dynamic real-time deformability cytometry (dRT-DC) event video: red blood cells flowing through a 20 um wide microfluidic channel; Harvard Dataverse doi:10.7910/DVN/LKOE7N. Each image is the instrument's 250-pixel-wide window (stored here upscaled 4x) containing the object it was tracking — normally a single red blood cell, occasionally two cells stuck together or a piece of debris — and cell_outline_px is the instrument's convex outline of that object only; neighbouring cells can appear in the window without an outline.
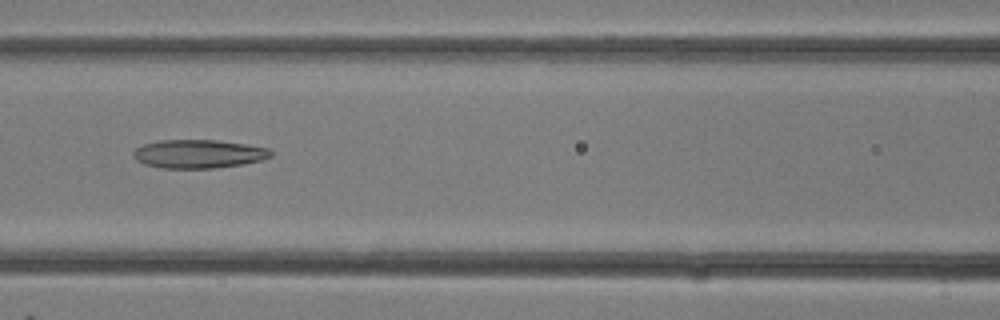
{"species": "common noctule bat (a hibernating species)", "species_latin": "Nyctalus noctula", "temperature_condition": "room temperature", "stored_images_in_passage": 31, "camera_frame_rate_fps": 3000, "um_per_image_px": 0.085, "animal": {"sex": "female"}, "frame": {"image": 1, "passage_image": 14, "time_ms": 4.333, "image_size_px": [1000, 320], "cell_outline_px": [[272, 156], [260, 160], [244, 164], [212, 168], [160, 168], [144, 164], [136, 160], [132, 156], [132, 152], [136, 148], [144, 144], [160, 140], [216, 140], [248, 144], [268, 148], [272, 152]], "centroid_in_image_um": [16.86, 13.08], "position_along_channel_um": 149.7, "area_um2": 22.95}}
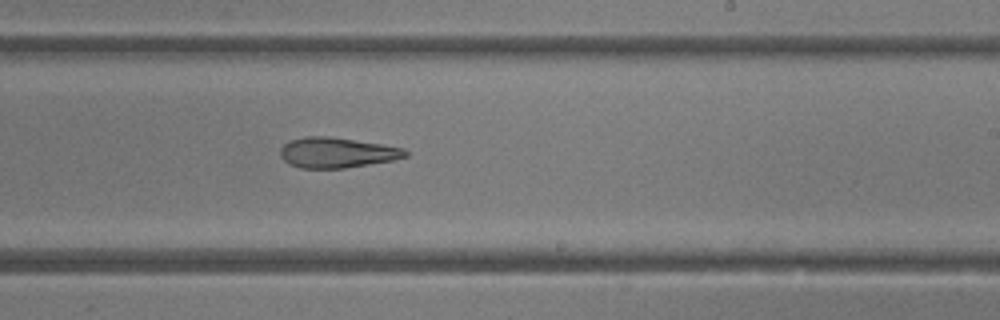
{"frame": {"image": 2, "passage_image": 19, "time_ms": 6.0, "image_size_px": [1000, 320], "cell_outline_px": [[408, 156], [392, 160], [344, 168], [300, 168], [288, 164], [280, 156], [280, 148], [284, 144], [292, 140], [304, 136], [328, 136], [380, 144], [404, 148], [408, 152]], "centroid_in_image_um": [28.6, 12.97], "position_along_channel_um": 260.4, "area_um2": 21.96}}
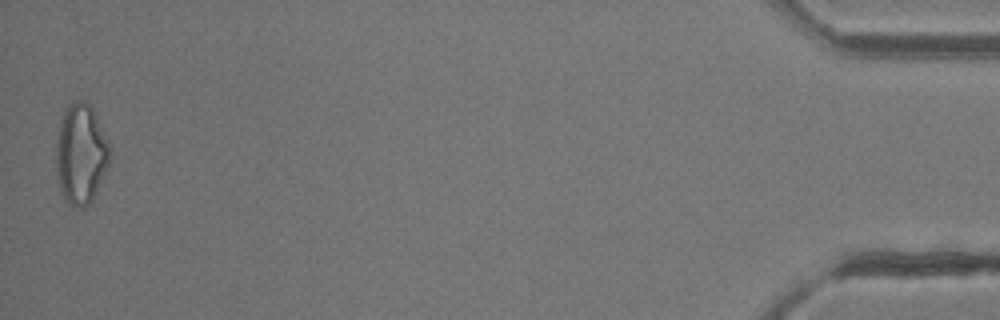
{"frame": {"image": 3, "passage_image": 31, "time_ms": 10.0, "image_size_px": [1000, 320], "cell_outline_px": [[108, 164], [96, 192], [92, 200], [84, 208], [80, 208], [68, 204], [60, 188], [56, 172], [56, 144], [60, 116], [68, 104], [76, 100], [84, 100], [92, 108], [96, 116], [108, 144]], "centroid_in_image_um": [6.82, 13.07], "position_along_channel_um": 428.4, "area_um2": 30.98}}